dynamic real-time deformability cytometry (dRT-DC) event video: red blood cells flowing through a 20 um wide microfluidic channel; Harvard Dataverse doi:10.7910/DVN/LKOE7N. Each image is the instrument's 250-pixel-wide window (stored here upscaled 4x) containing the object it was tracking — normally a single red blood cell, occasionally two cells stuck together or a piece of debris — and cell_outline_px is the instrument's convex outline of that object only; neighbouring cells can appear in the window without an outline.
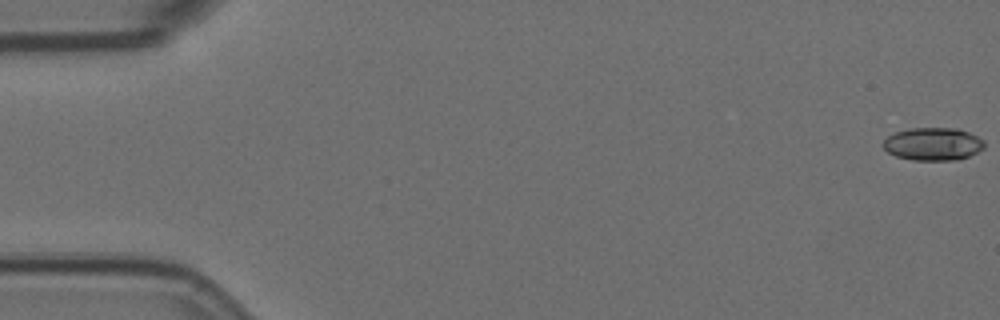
{"species": "Egyptian fruit bat (a non-hibernating species)", "species_latin": "Rousettus aegyptiacus", "temperature_condition": "room temperature", "stored_images_in_passage": 9, "camera_frame_rate_fps": 3000, "um_per_image_px": 0.085, "animal": {"sex": "female"}, "frame": {"image": 1, "passage_image": 1, "time_ms": 0.0, "image_size_px": [1000, 320], "cell_outline_px": [[984, 148], [968, 156], [956, 160], [912, 160], [896, 156], [888, 152], [880, 144], [888, 136], [896, 132], [912, 128], [956, 128], [968, 132], [984, 140]], "centroid_in_image_um": [79.28, 12.24], "position_along_channel_um": 5.7, "area_um2": 19.31}}